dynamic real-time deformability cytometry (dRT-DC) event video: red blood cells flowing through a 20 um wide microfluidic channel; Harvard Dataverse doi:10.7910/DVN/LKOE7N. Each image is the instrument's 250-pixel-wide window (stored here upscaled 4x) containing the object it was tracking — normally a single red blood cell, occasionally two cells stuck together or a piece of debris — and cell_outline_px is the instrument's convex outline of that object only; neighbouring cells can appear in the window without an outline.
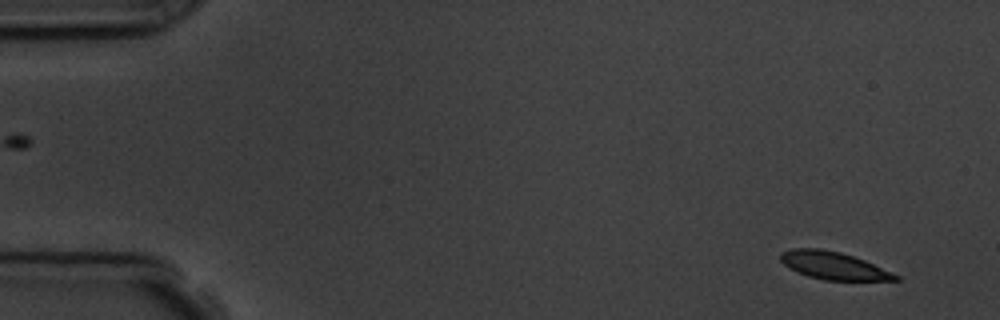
{"species": "common noctule bat (a hibernating species)", "species_latin": "Nyctalus noctula", "temperature_condition": "room temperature", "stored_images_in_passage": 2, "camera_frame_rate_fps": 3000, "um_per_image_px": 0.085, "animal": {"sex": "male", "body_mass_g": 19.5, "forearm_length_mm": 54.6}, "frame": {"image": 1, "passage_image": 2, "time_ms": 1.333, "image_size_px": [1000, 320], "cell_outline_px": [[900, 280], [824, 280], [808, 276], [796, 272], [784, 264], [780, 260], [780, 252], [792, 248], [820, 248], [840, 252], [864, 260], [900, 276]], "centroid_in_image_um": [70.8, 22.57], "position_along_channel_um": 14.2, "area_um2": 18.38}}